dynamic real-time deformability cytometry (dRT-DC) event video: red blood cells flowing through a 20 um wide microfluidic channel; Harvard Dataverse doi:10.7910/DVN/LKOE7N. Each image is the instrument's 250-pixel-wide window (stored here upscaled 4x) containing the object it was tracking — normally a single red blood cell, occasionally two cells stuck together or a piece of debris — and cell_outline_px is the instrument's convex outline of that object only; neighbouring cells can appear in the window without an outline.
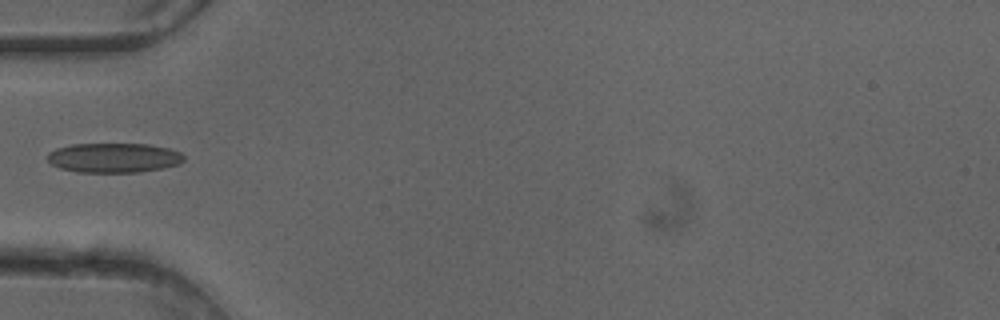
{"species": "common noctule bat (a hibernating species)", "species_latin": "Nyctalus noctula", "temperature_condition": "cold", "stored_images_in_passage": 32, "camera_frame_rate_fps": 3000, "um_per_image_px": 0.085, "animal": {"sex": "female"}, "frame": {"image": 1, "passage_image": 1, "time_ms": 0.0, "image_size_px": [1000, 320], "cell_outline_px": [[184, 160], [180, 164], [164, 168], [140, 172], [80, 172], [60, 168], [52, 164], [48, 160], [48, 152], [56, 148], [72, 144], [148, 144], [168, 148], [180, 152], [184, 156]], "centroid_in_image_um": [9.69, 13.41], "position_along_channel_um": 75.3, "area_um2": 23.58}}
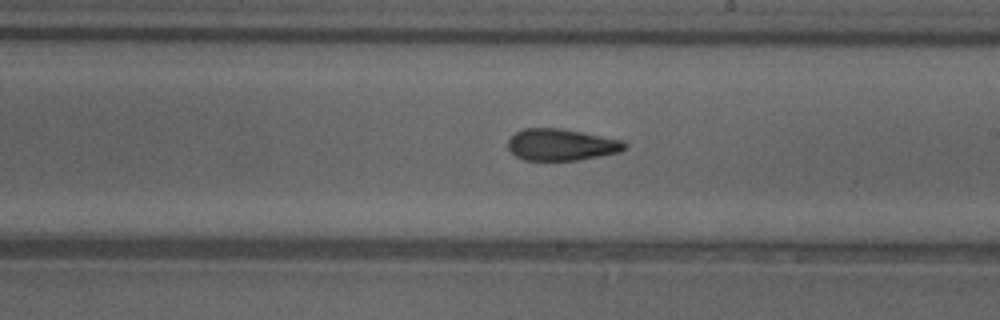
{"frame": {"image": 2, "passage_image": 13, "time_ms": 4.0, "image_size_px": [1000, 320], "cell_outline_px": [[628, 148], [620, 152], [600, 156], [576, 160], [524, 160], [516, 156], [508, 148], [508, 140], [516, 132], [524, 128], [560, 128], [624, 140], [628, 144]], "centroid_in_image_um": [47.75, 12.3], "position_along_channel_um": 241.2, "area_um2": 21.62}}
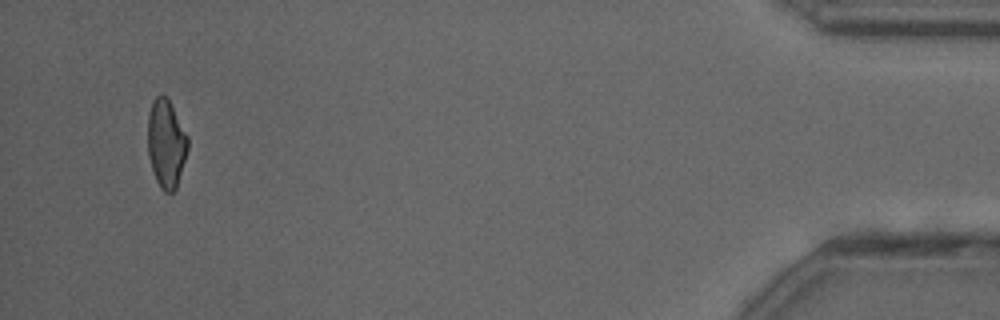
{"frame": {"image": 3, "passage_image": 32, "time_ms": 10.333, "image_size_px": [1000, 320], "cell_outline_px": [[188, 148], [176, 188], [172, 192], [164, 192], [160, 188], [156, 180], [148, 156], [148, 116], [152, 100], [160, 92], [168, 96], [188, 136]], "centroid_in_image_um": [14.12, 12.14], "position_along_channel_um": 421.1, "area_um2": 20.81}}